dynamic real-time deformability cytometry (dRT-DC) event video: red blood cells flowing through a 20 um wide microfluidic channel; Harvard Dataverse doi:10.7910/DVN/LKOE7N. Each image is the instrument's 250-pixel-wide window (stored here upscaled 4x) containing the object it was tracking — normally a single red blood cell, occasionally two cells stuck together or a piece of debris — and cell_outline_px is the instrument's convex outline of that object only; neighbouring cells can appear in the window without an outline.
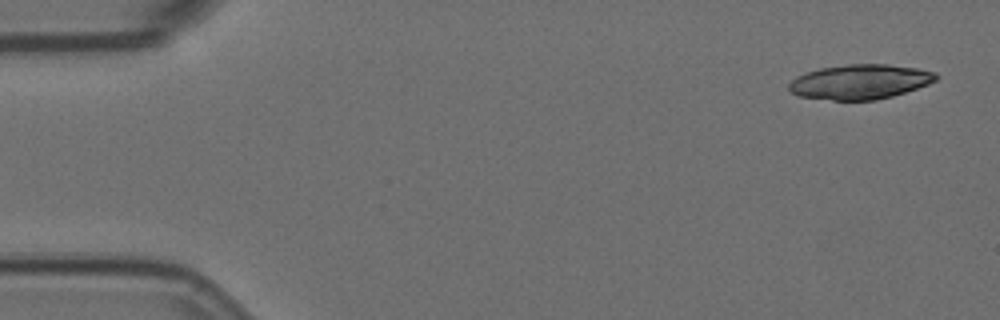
{"species": "Egyptian fruit bat (a non-hibernating species)", "species_latin": "Rousettus aegyptiacus", "temperature_condition": "room temperature", "stored_images_in_passage": 4, "camera_frame_rate_fps": 3000, "um_per_image_px": 0.085, "animal": {"sex": "female"}, "frame": {"image": 1, "passage_image": 1, "time_ms": 0.0, "image_size_px": [1000, 320], "cell_outline_px": [[940, 76], [936, 80], [928, 84], [892, 96], [876, 100], [832, 100], [800, 96], [792, 92], [788, 88], [788, 84], [796, 76], [820, 68], [848, 64], [888, 64], [916, 68], [936, 72]], "centroid_in_image_um": [73.11, 6.95], "position_along_channel_um": 11.9, "area_um2": 29.65}}